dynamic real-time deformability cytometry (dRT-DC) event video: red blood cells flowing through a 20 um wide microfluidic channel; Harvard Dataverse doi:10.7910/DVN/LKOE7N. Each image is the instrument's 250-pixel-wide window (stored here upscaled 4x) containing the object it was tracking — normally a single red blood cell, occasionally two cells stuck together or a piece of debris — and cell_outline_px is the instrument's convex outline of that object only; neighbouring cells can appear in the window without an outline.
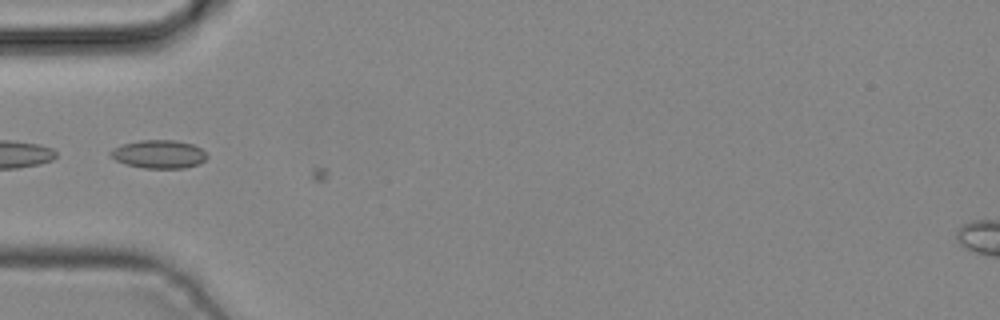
{"species": "common noctule bat (a hibernating species)", "species_latin": "Nyctalus noctula", "temperature_condition": "cold", "stored_images_in_passage": 2, "camera_frame_rate_fps": 3000, "um_per_image_px": 0.085, "animal": {"sex": "male", "body_mass_g": 19.2, "forearm_length_mm": 51.8}, "frame": {"image": 1, "passage_image": 1, "time_ms": 0.0, "image_size_px": [1000, 320], "cell_outline_px": [[208, 156], [200, 164], [184, 168], [144, 168], [124, 164], [116, 160], [108, 152], [112, 148], [124, 144], [140, 140], [176, 140], [192, 144], [200, 148]], "centroid_in_image_um": [13.5, 13.11], "position_along_channel_um": 71.5, "area_um2": 15.9}}